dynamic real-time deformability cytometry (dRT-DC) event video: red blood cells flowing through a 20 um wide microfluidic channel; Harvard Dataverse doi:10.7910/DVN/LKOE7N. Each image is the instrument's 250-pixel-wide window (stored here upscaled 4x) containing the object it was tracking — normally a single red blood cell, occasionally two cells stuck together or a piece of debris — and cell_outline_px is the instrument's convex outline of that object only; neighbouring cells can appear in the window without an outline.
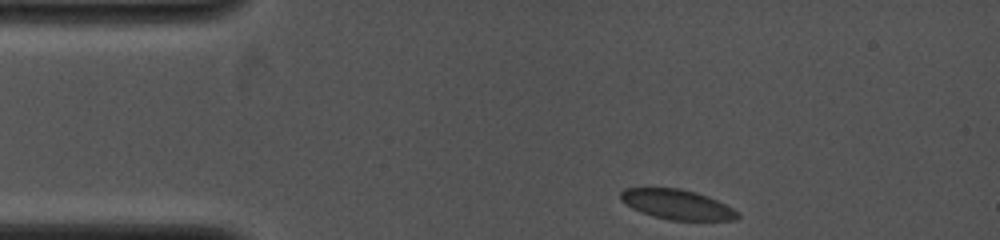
{"species": "common noctule bat (a hibernating species)", "species_latin": "Nyctalus noctula", "temperature_condition": "cold", "stored_images_in_passage": 29, "camera_frame_rate_fps": 4000, "um_per_image_px": 0.085, "animal": {"sex": "female", "body_mass_g": 19.0, "forearm_length_mm": 53.3}, "frame": {"image": 1, "passage_image": 1, "time_ms": 0.0, "image_size_px": [1000, 240], "cell_outline_px": [[740, 216], [736, 220], [668, 220], [652, 216], [632, 208], [620, 200], [620, 192], [624, 188], [680, 188], [696, 192], [708, 196], [740, 212]], "centroid_in_image_um": [57.55, 17.38], "position_along_channel_um": 27.5, "area_um2": 20.4}}
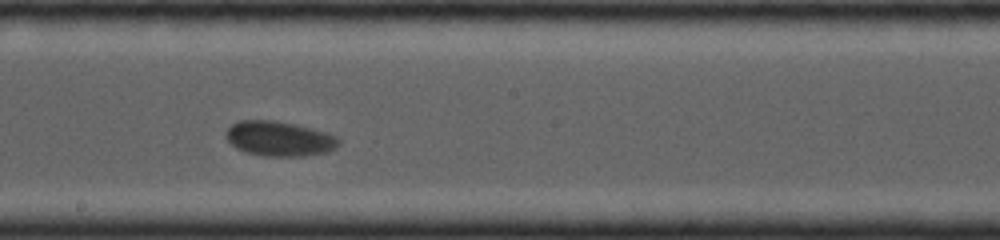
{"frame": {"image": 2, "passage_image": 16, "time_ms": 6.0, "image_size_px": [1000, 240], "cell_outline_px": [[340, 144], [336, 148], [328, 152], [304, 156], [268, 156], [248, 152], [236, 148], [224, 136], [228, 128], [232, 124], [240, 120], [276, 120], [296, 124], [328, 132], [336, 136], [340, 140]], "centroid_in_image_um": [23.78, 11.77], "position_along_channel_um": 224.4, "area_um2": 23.06}}
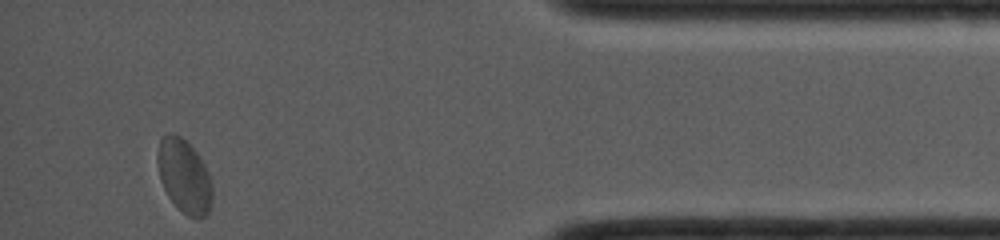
{"frame": {"image": 3, "passage_image": 29, "time_ms": 11.5, "image_size_px": [1000, 240], "cell_outline_px": [[212, 204], [208, 212], [200, 220], [196, 220], [188, 216], [168, 196], [160, 180], [156, 160], [156, 156], [160, 140], [168, 132], [172, 132], [180, 136], [196, 152], [204, 164], [212, 180]], "centroid_in_image_um": [15.66, 14.98], "position_along_channel_um": 419.5, "area_um2": 23.58}}